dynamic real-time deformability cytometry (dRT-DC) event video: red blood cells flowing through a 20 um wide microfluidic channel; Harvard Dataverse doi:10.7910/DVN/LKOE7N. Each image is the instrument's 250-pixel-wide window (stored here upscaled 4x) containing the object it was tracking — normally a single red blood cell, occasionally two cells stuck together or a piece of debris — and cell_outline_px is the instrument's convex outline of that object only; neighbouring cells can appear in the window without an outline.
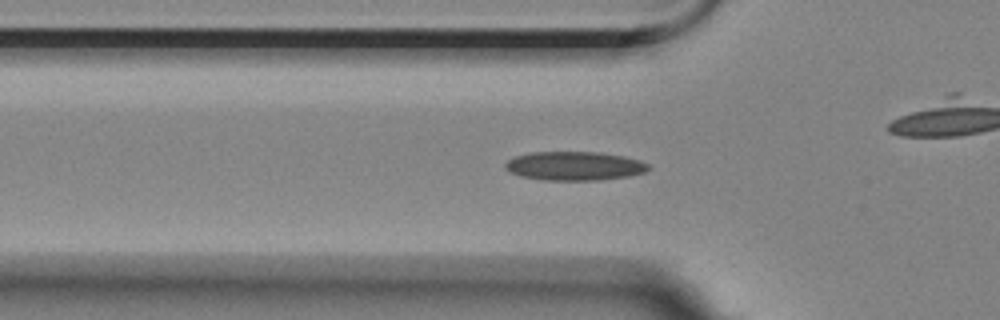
{"species": "Egyptian fruit bat (a non-hibernating species)", "species_latin": "Rousettus aegyptiacus", "temperature_condition": "room temperature", "stored_images_in_passage": 19, "camera_frame_rate_fps": 3000, "um_per_image_px": 0.085, "animal": {"sex": "female"}, "frame": {"image": 1, "passage_image": 3, "time_ms": 0.667, "image_size_px": [1000, 320], "cell_outline_px": [[652, 168], [644, 172], [632, 176], [600, 180], [544, 180], [520, 176], [508, 172], [504, 168], [504, 164], [508, 160], [516, 156], [532, 152], [600, 152], [624, 156], [640, 160], [648, 164]], "centroid_in_image_um": [48.84, 14.11], "position_along_channel_um": 77.0, "area_um2": 24.33}}
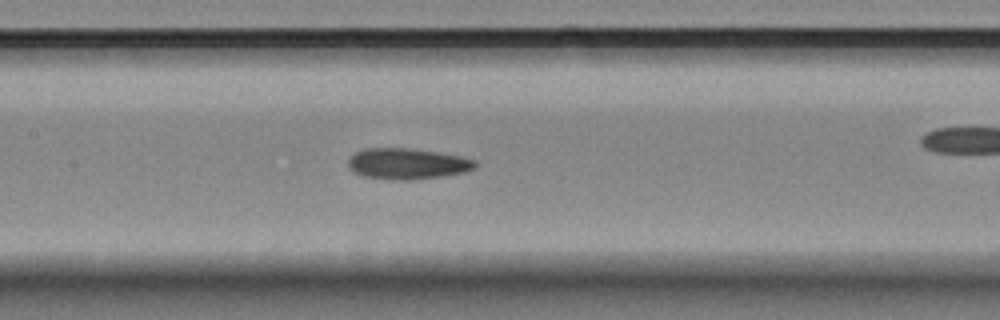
{"frame": {"image": 2, "passage_image": 11, "time_ms": 3.333, "image_size_px": [1000, 320], "cell_outline_px": [[476, 168], [464, 172], [440, 176], [408, 180], [396, 180], [364, 176], [352, 172], [348, 168], [348, 160], [356, 152], [364, 148], [408, 148], [436, 152], [460, 156], [476, 160]], "centroid_in_image_um": [34.59, 13.91], "position_along_channel_um": 172.8, "area_um2": 22.77}}
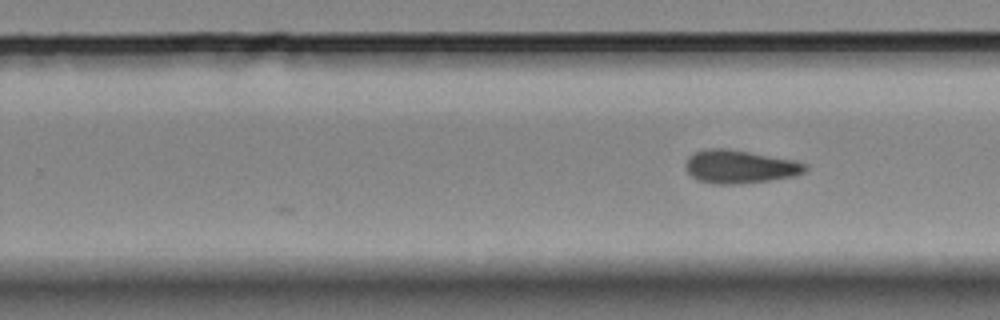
{"frame": {"image": 3, "passage_image": 19, "time_ms": 6.0, "image_size_px": [1000, 320], "cell_outline_px": [[808, 168], [804, 172], [796, 176], [768, 180], [736, 184], [712, 184], [696, 180], [688, 172], [684, 164], [688, 156], [692, 152], [704, 148], [728, 148], [792, 160], [808, 164]], "centroid_in_image_um": [62.83, 14.16], "position_along_channel_um": 267.0, "area_um2": 23.35}}